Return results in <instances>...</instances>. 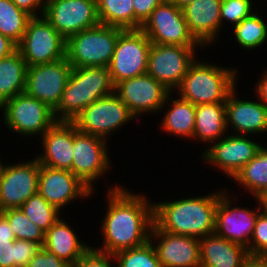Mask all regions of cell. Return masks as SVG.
<instances>
[{
	"label": "cell",
	"instance_id": "cell-4",
	"mask_svg": "<svg viewBox=\"0 0 267 267\" xmlns=\"http://www.w3.org/2000/svg\"><path fill=\"white\" fill-rule=\"evenodd\" d=\"M195 60L188 68L182 83L177 88L179 97L193 105L225 103L235 88L236 72L232 68H222Z\"/></svg>",
	"mask_w": 267,
	"mask_h": 267
},
{
	"label": "cell",
	"instance_id": "cell-23",
	"mask_svg": "<svg viewBox=\"0 0 267 267\" xmlns=\"http://www.w3.org/2000/svg\"><path fill=\"white\" fill-rule=\"evenodd\" d=\"M222 0H195L183 8L188 29L201 45L212 44L220 32Z\"/></svg>",
	"mask_w": 267,
	"mask_h": 267
},
{
	"label": "cell",
	"instance_id": "cell-18",
	"mask_svg": "<svg viewBox=\"0 0 267 267\" xmlns=\"http://www.w3.org/2000/svg\"><path fill=\"white\" fill-rule=\"evenodd\" d=\"M244 136L227 135L217 140L215 144L213 142V145L204 151L202 158L219 169L221 168L224 174L234 178L262 147Z\"/></svg>",
	"mask_w": 267,
	"mask_h": 267
},
{
	"label": "cell",
	"instance_id": "cell-38",
	"mask_svg": "<svg viewBox=\"0 0 267 267\" xmlns=\"http://www.w3.org/2000/svg\"><path fill=\"white\" fill-rule=\"evenodd\" d=\"M114 256L98 251L92 247L72 267H112Z\"/></svg>",
	"mask_w": 267,
	"mask_h": 267
},
{
	"label": "cell",
	"instance_id": "cell-49",
	"mask_svg": "<svg viewBox=\"0 0 267 267\" xmlns=\"http://www.w3.org/2000/svg\"><path fill=\"white\" fill-rule=\"evenodd\" d=\"M168 1L176 5L178 8L183 9L195 0H168Z\"/></svg>",
	"mask_w": 267,
	"mask_h": 267
},
{
	"label": "cell",
	"instance_id": "cell-1",
	"mask_svg": "<svg viewBox=\"0 0 267 267\" xmlns=\"http://www.w3.org/2000/svg\"><path fill=\"white\" fill-rule=\"evenodd\" d=\"M108 210L102 221L104 244L98 251L114 255L141 246L150 240L154 207L146 196L133 194L122 186L108 191Z\"/></svg>",
	"mask_w": 267,
	"mask_h": 267
},
{
	"label": "cell",
	"instance_id": "cell-8",
	"mask_svg": "<svg viewBox=\"0 0 267 267\" xmlns=\"http://www.w3.org/2000/svg\"><path fill=\"white\" fill-rule=\"evenodd\" d=\"M6 127L22 135L44 134L56 122L54 110L25 92L6 100L1 106Z\"/></svg>",
	"mask_w": 267,
	"mask_h": 267
},
{
	"label": "cell",
	"instance_id": "cell-20",
	"mask_svg": "<svg viewBox=\"0 0 267 267\" xmlns=\"http://www.w3.org/2000/svg\"><path fill=\"white\" fill-rule=\"evenodd\" d=\"M158 238L154 247L162 267H200L199 239L171 234L153 224L150 239Z\"/></svg>",
	"mask_w": 267,
	"mask_h": 267
},
{
	"label": "cell",
	"instance_id": "cell-17",
	"mask_svg": "<svg viewBox=\"0 0 267 267\" xmlns=\"http://www.w3.org/2000/svg\"><path fill=\"white\" fill-rule=\"evenodd\" d=\"M93 191L70 170L40 165L38 193L59 211L77 199L91 195Z\"/></svg>",
	"mask_w": 267,
	"mask_h": 267
},
{
	"label": "cell",
	"instance_id": "cell-19",
	"mask_svg": "<svg viewBox=\"0 0 267 267\" xmlns=\"http://www.w3.org/2000/svg\"><path fill=\"white\" fill-rule=\"evenodd\" d=\"M231 203L226 193L220 197L215 213L214 233L247 249L260 213L258 211L262 208L260 206L255 211L240 207L232 208Z\"/></svg>",
	"mask_w": 267,
	"mask_h": 267
},
{
	"label": "cell",
	"instance_id": "cell-10",
	"mask_svg": "<svg viewBox=\"0 0 267 267\" xmlns=\"http://www.w3.org/2000/svg\"><path fill=\"white\" fill-rule=\"evenodd\" d=\"M195 51L196 47L152 43L147 74L172 92L180 86L189 66L196 60Z\"/></svg>",
	"mask_w": 267,
	"mask_h": 267
},
{
	"label": "cell",
	"instance_id": "cell-25",
	"mask_svg": "<svg viewBox=\"0 0 267 267\" xmlns=\"http://www.w3.org/2000/svg\"><path fill=\"white\" fill-rule=\"evenodd\" d=\"M61 219L45 232L42 247L73 266L90 247L81 242L70 225Z\"/></svg>",
	"mask_w": 267,
	"mask_h": 267
},
{
	"label": "cell",
	"instance_id": "cell-22",
	"mask_svg": "<svg viewBox=\"0 0 267 267\" xmlns=\"http://www.w3.org/2000/svg\"><path fill=\"white\" fill-rule=\"evenodd\" d=\"M235 91L234 88L225 101L227 129L232 126L237 135L267 132V106L261 101L235 98Z\"/></svg>",
	"mask_w": 267,
	"mask_h": 267
},
{
	"label": "cell",
	"instance_id": "cell-13",
	"mask_svg": "<svg viewBox=\"0 0 267 267\" xmlns=\"http://www.w3.org/2000/svg\"><path fill=\"white\" fill-rule=\"evenodd\" d=\"M106 143V139L80 132L73 124L72 173L92 191L94 181L110 166Z\"/></svg>",
	"mask_w": 267,
	"mask_h": 267
},
{
	"label": "cell",
	"instance_id": "cell-7",
	"mask_svg": "<svg viewBox=\"0 0 267 267\" xmlns=\"http://www.w3.org/2000/svg\"><path fill=\"white\" fill-rule=\"evenodd\" d=\"M151 44L141 29H125L119 34L108 66L114 85L147 73Z\"/></svg>",
	"mask_w": 267,
	"mask_h": 267
},
{
	"label": "cell",
	"instance_id": "cell-24",
	"mask_svg": "<svg viewBox=\"0 0 267 267\" xmlns=\"http://www.w3.org/2000/svg\"><path fill=\"white\" fill-rule=\"evenodd\" d=\"M200 267H243L248 250L215 233L199 239Z\"/></svg>",
	"mask_w": 267,
	"mask_h": 267
},
{
	"label": "cell",
	"instance_id": "cell-36",
	"mask_svg": "<svg viewBox=\"0 0 267 267\" xmlns=\"http://www.w3.org/2000/svg\"><path fill=\"white\" fill-rule=\"evenodd\" d=\"M251 2L250 0H222L220 9L221 26L225 20L235 26L243 19L251 16L253 14Z\"/></svg>",
	"mask_w": 267,
	"mask_h": 267
},
{
	"label": "cell",
	"instance_id": "cell-29",
	"mask_svg": "<svg viewBox=\"0 0 267 267\" xmlns=\"http://www.w3.org/2000/svg\"><path fill=\"white\" fill-rule=\"evenodd\" d=\"M257 198L267 189V148L261 147L233 178Z\"/></svg>",
	"mask_w": 267,
	"mask_h": 267
},
{
	"label": "cell",
	"instance_id": "cell-26",
	"mask_svg": "<svg viewBox=\"0 0 267 267\" xmlns=\"http://www.w3.org/2000/svg\"><path fill=\"white\" fill-rule=\"evenodd\" d=\"M225 103H208L195 106V127L193 138L209 143L226 134Z\"/></svg>",
	"mask_w": 267,
	"mask_h": 267
},
{
	"label": "cell",
	"instance_id": "cell-35",
	"mask_svg": "<svg viewBox=\"0 0 267 267\" xmlns=\"http://www.w3.org/2000/svg\"><path fill=\"white\" fill-rule=\"evenodd\" d=\"M1 213L8 219L16 239L43 245L45 232L33 223L20 208L7 209Z\"/></svg>",
	"mask_w": 267,
	"mask_h": 267
},
{
	"label": "cell",
	"instance_id": "cell-11",
	"mask_svg": "<svg viewBox=\"0 0 267 267\" xmlns=\"http://www.w3.org/2000/svg\"><path fill=\"white\" fill-rule=\"evenodd\" d=\"M141 30L154 44L201 46L189 31L183 10L168 0L153 10Z\"/></svg>",
	"mask_w": 267,
	"mask_h": 267
},
{
	"label": "cell",
	"instance_id": "cell-46",
	"mask_svg": "<svg viewBox=\"0 0 267 267\" xmlns=\"http://www.w3.org/2000/svg\"><path fill=\"white\" fill-rule=\"evenodd\" d=\"M243 267H267V256L264 255H249Z\"/></svg>",
	"mask_w": 267,
	"mask_h": 267
},
{
	"label": "cell",
	"instance_id": "cell-31",
	"mask_svg": "<svg viewBox=\"0 0 267 267\" xmlns=\"http://www.w3.org/2000/svg\"><path fill=\"white\" fill-rule=\"evenodd\" d=\"M31 18V15L19 9L12 0H0V33L16 45L21 42Z\"/></svg>",
	"mask_w": 267,
	"mask_h": 267
},
{
	"label": "cell",
	"instance_id": "cell-40",
	"mask_svg": "<svg viewBox=\"0 0 267 267\" xmlns=\"http://www.w3.org/2000/svg\"><path fill=\"white\" fill-rule=\"evenodd\" d=\"M165 0H133L135 29H141L153 10Z\"/></svg>",
	"mask_w": 267,
	"mask_h": 267
},
{
	"label": "cell",
	"instance_id": "cell-28",
	"mask_svg": "<svg viewBox=\"0 0 267 267\" xmlns=\"http://www.w3.org/2000/svg\"><path fill=\"white\" fill-rule=\"evenodd\" d=\"M171 94V92L168 94L167 100H171L173 106L169 107L168 112L165 114L163 123H161L162 128L169 134L193 139L195 105L181 97L175 100L173 98L170 99L169 96Z\"/></svg>",
	"mask_w": 267,
	"mask_h": 267
},
{
	"label": "cell",
	"instance_id": "cell-45",
	"mask_svg": "<svg viewBox=\"0 0 267 267\" xmlns=\"http://www.w3.org/2000/svg\"><path fill=\"white\" fill-rule=\"evenodd\" d=\"M0 239H16L8 219L0 212Z\"/></svg>",
	"mask_w": 267,
	"mask_h": 267
},
{
	"label": "cell",
	"instance_id": "cell-27",
	"mask_svg": "<svg viewBox=\"0 0 267 267\" xmlns=\"http://www.w3.org/2000/svg\"><path fill=\"white\" fill-rule=\"evenodd\" d=\"M27 68L18 49L0 59V106L6 100L24 92Z\"/></svg>",
	"mask_w": 267,
	"mask_h": 267
},
{
	"label": "cell",
	"instance_id": "cell-41",
	"mask_svg": "<svg viewBox=\"0 0 267 267\" xmlns=\"http://www.w3.org/2000/svg\"><path fill=\"white\" fill-rule=\"evenodd\" d=\"M42 248L40 243L17 239V260L16 267H27L28 262Z\"/></svg>",
	"mask_w": 267,
	"mask_h": 267
},
{
	"label": "cell",
	"instance_id": "cell-48",
	"mask_svg": "<svg viewBox=\"0 0 267 267\" xmlns=\"http://www.w3.org/2000/svg\"><path fill=\"white\" fill-rule=\"evenodd\" d=\"M256 201L267 212V189L256 198Z\"/></svg>",
	"mask_w": 267,
	"mask_h": 267
},
{
	"label": "cell",
	"instance_id": "cell-34",
	"mask_svg": "<svg viewBox=\"0 0 267 267\" xmlns=\"http://www.w3.org/2000/svg\"><path fill=\"white\" fill-rule=\"evenodd\" d=\"M152 241L114 254L117 267H162Z\"/></svg>",
	"mask_w": 267,
	"mask_h": 267
},
{
	"label": "cell",
	"instance_id": "cell-21",
	"mask_svg": "<svg viewBox=\"0 0 267 267\" xmlns=\"http://www.w3.org/2000/svg\"><path fill=\"white\" fill-rule=\"evenodd\" d=\"M44 154L36 157L40 165L72 172L73 162V123L57 121L42 135Z\"/></svg>",
	"mask_w": 267,
	"mask_h": 267
},
{
	"label": "cell",
	"instance_id": "cell-30",
	"mask_svg": "<svg viewBox=\"0 0 267 267\" xmlns=\"http://www.w3.org/2000/svg\"><path fill=\"white\" fill-rule=\"evenodd\" d=\"M100 24L135 29L133 0H97Z\"/></svg>",
	"mask_w": 267,
	"mask_h": 267
},
{
	"label": "cell",
	"instance_id": "cell-16",
	"mask_svg": "<svg viewBox=\"0 0 267 267\" xmlns=\"http://www.w3.org/2000/svg\"><path fill=\"white\" fill-rule=\"evenodd\" d=\"M114 92L137 117L147 111L157 112L164 109L171 91L146 73L120 81L115 85Z\"/></svg>",
	"mask_w": 267,
	"mask_h": 267
},
{
	"label": "cell",
	"instance_id": "cell-3",
	"mask_svg": "<svg viewBox=\"0 0 267 267\" xmlns=\"http://www.w3.org/2000/svg\"><path fill=\"white\" fill-rule=\"evenodd\" d=\"M114 91L108 67L72 68L54 116L57 121L72 122L87 106Z\"/></svg>",
	"mask_w": 267,
	"mask_h": 267
},
{
	"label": "cell",
	"instance_id": "cell-12",
	"mask_svg": "<svg viewBox=\"0 0 267 267\" xmlns=\"http://www.w3.org/2000/svg\"><path fill=\"white\" fill-rule=\"evenodd\" d=\"M43 16L65 40L100 24L97 0H46Z\"/></svg>",
	"mask_w": 267,
	"mask_h": 267
},
{
	"label": "cell",
	"instance_id": "cell-50",
	"mask_svg": "<svg viewBox=\"0 0 267 267\" xmlns=\"http://www.w3.org/2000/svg\"><path fill=\"white\" fill-rule=\"evenodd\" d=\"M3 163L0 161V176H1V172H2V169H3Z\"/></svg>",
	"mask_w": 267,
	"mask_h": 267
},
{
	"label": "cell",
	"instance_id": "cell-39",
	"mask_svg": "<svg viewBox=\"0 0 267 267\" xmlns=\"http://www.w3.org/2000/svg\"><path fill=\"white\" fill-rule=\"evenodd\" d=\"M27 267H72V265L42 247L28 262Z\"/></svg>",
	"mask_w": 267,
	"mask_h": 267
},
{
	"label": "cell",
	"instance_id": "cell-42",
	"mask_svg": "<svg viewBox=\"0 0 267 267\" xmlns=\"http://www.w3.org/2000/svg\"><path fill=\"white\" fill-rule=\"evenodd\" d=\"M17 239H0V267H16Z\"/></svg>",
	"mask_w": 267,
	"mask_h": 267
},
{
	"label": "cell",
	"instance_id": "cell-43",
	"mask_svg": "<svg viewBox=\"0 0 267 267\" xmlns=\"http://www.w3.org/2000/svg\"><path fill=\"white\" fill-rule=\"evenodd\" d=\"M46 0H12V2L19 8L27 12L32 17H37V9L42 11L43 16ZM40 7V8H39Z\"/></svg>",
	"mask_w": 267,
	"mask_h": 267
},
{
	"label": "cell",
	"instance_id": "cell-32",
	"mask_svg": "<svg viewBox=\"0 0 267 267\" xmlns=\"http://www.w3.org/2000/svg\"><path fill=\"white\" fill-rule=\"evenodd\" d=\"M233 27L235 39L245 49L258 48L267 39V24L255 13Z\"/></svg>",
	"mask_w": 267,
	"mask_h": 267
},
{
	"label": "cell",
	"instance_id": "cell-37",
	"mask_svg": "<svg viewBox=\"0 0 267 267\" xmlns=\"http://www.w3.org/2000/svg\"><path fill=\"white\" fill-rule=\"evenodd\" d=\"M251 243V244H250ZM249 255L267 256V212H260L247 248Z\"/></svg>",
	"mask_w": 267,
	"mask_h": 267
},
{
	"label": "cell",
	"instance_id": "cell-15",
	"mask_svg": "<svg viewBox=\"0 0 267 267\" xmlns=\"http://www.w3.org/2000/svg\"><path fill=\"white\" fill-rule=\"evenodd\" d=\"M40 163L37 158L17 165H3L0 176V212L20 208L38 193Z\"/></svg>",
	"mask_w": 267,
	"mask_h": 267
},
{
	"label": "cell",
	"instance_id": "cell-47",
	"mask_svg": "<svg viewBox=\"0 0 267 267\" xmlns=\"http://www.w3.org/2000/svg\"><path fill=\"white\" fill-rule=\"evenodd\" d=\"M264 73L266 74L257 83L256 93L259 95V100L267 106V71Z\"/></svg>",
	"mask_w": 267,
	"mask_h": 267
},
{
	"label": "cell",
	"instance_id": "cell-33",
	"mask_svg": "<svg viewBox=\"0 0 267 267\" xmlns=\"http://www.w3.org/2000/svg\"><path fill=\"white\" fill-rule=\"evenodd\" d=\"M20 209L44 232L60 218V211L49 204L39 193L30 196Z\"/></svg>",
	"mask_w": 267,
	"mask_h": 267
},
{
	"label": "cell",
	"instance_id": "cell-5",
	"mask_svg": "<svg viewBox=\"0 0 267 267\" xmlns=\"http://www.w3.org/2000/svg\"><path fill=\"white\" fill-rule=\"evenodd\" d=\"M124 29L99 24L66 40V58L72 68L108 67L119 34Z\"/></svg>",
	"mask_w": 267,
	"mask_h": 267
},
{
	"label": "cell",
	"instance_id": "cell-2",
	"mask_svg": "<svg viewBox=\"0 0 267 267\" xmlns=\"http://www.w3.org/2000/svg\"><path fill=\"white\" fill-rule=\"evenodd\" d=\"M224 193L153 204L154 224L162 231L197 239L213 234L216 208Z\"/></svg>",
	"mask_w": 267,
	"mask_h": 267
},
{
	"label": "cell",
	"instance_id": "cell-6",
	"mask_svg": "<svg viewBox=\"0 0 267 267\" xmlns=\"http://www.w3.org/2000/svg\"><path fill=\"white\" fill-rule=\"evenodd\" d=\"M27 66L51 63L66 57V40L44 18L32 17L17 45Z\"/></svg>",
	"mask_w": 267,
	"mask_h": 267
},
{
	"label": "cell",
	"instance_id": "cell-14",
	"mask_svg": "<svg viewBox=\"0 0 267 267\" xmlns=\"http://www.w3.org/2000/svg\"><path fill=\"white\" fill-rule=\"evenodd\" d=\"M72 71L67 58L51 63L29 66L24 92L55 110Z\"/></svg>",
	"mask_w": 267,
	"mask_h": 267
},
{
	"label": "cell",
	"instance_id": "cell-9",
	"mask_svg": "<svg viewBox=\"0 0 267 267\" xmlns=\"http://www.w3.org/2000/svg\"><path fill=\"white\" fill-rule=\"evenodd\" d=\"M134 118L126 104L113 92L87 106L72 123L80 132L108 139L111 132Z\"/></svg>",
	"mask_w": 267,
	"mask_h": 267
},
{
	"label": "cell",
	"instance_id": "cell-44",
	"mask_svg": "<svg viewBox=\"0 0 267 267\" xmlns=\"http://www.w3.org/2000/svg\"><path fill=\"white\" fill-rule=\"evenodd\" d=\"M17 49V45L8 37L0 33V59L10 55Z\"/></svg>",
	"mask_w": 267,
	"mask_h": 267
}]
</instances>
